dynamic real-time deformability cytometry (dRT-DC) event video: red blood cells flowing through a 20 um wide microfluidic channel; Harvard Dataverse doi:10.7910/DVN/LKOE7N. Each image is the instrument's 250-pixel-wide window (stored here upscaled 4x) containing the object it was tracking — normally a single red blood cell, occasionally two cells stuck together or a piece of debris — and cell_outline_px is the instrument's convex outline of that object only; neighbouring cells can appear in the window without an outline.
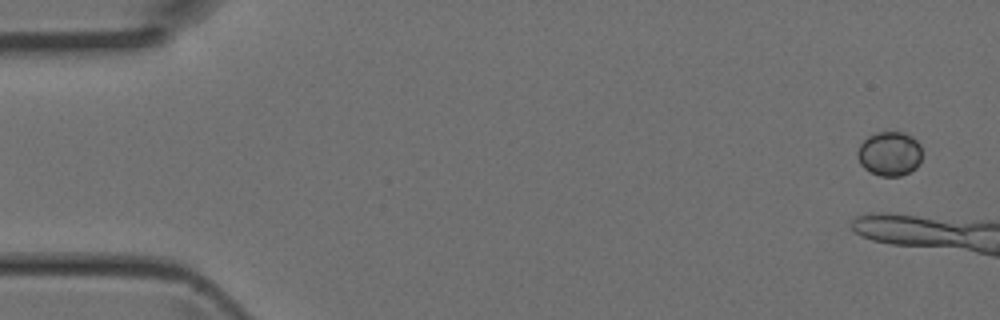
{"species": "Egyptian fruit bat (a non-hibernating species)", "species_latin": "Rousettus aegyptiacus", "temperature_condition": "room temperature", "stored_images_in_passage": 7, "camera_frame_rate_fps": 3000, "um_per_image_px": 0.085, "animal": {"sex": "female"}, "frame": {"image": 1, "passage_image": 1, "time_ms": 0.0, "image_size_px": [1000, 320], "cell_outline_px": [[920, 160], [916, 168], [900, 176], [880, 176], [864, 168], [860, 164], [856, 156], [856, 152], [860, 144], [868, 136], [876, 132], [904, 132], [912, 136], [920, 144]], "centroid_in_image_um": [75.59, 13.05], "position_along_channel_um": 9.4, "area_um2": 16.7}}
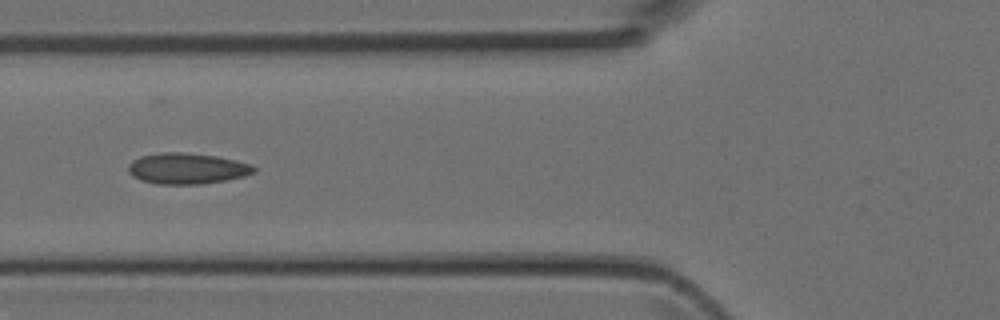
{"frame": {"image": 2, "passage_image": 7, "time_ms": 2.0, "image_size_px": [1000, 320], "cell_outline_px": [[256, 172], [244, 176], [228, 180], [204, 184], [156, 184], [140, 180], [132, 176], [128, 172], [128, 164], [132, 160], [140, 156], [160, 152], [184, 152], [216, 156], [236, 160], [252, 164], [256, 168]], "centroid_in_image_um": [15.9, 14.32], "position_along_channel_um": 109.9, "area_um2": 23.0}}